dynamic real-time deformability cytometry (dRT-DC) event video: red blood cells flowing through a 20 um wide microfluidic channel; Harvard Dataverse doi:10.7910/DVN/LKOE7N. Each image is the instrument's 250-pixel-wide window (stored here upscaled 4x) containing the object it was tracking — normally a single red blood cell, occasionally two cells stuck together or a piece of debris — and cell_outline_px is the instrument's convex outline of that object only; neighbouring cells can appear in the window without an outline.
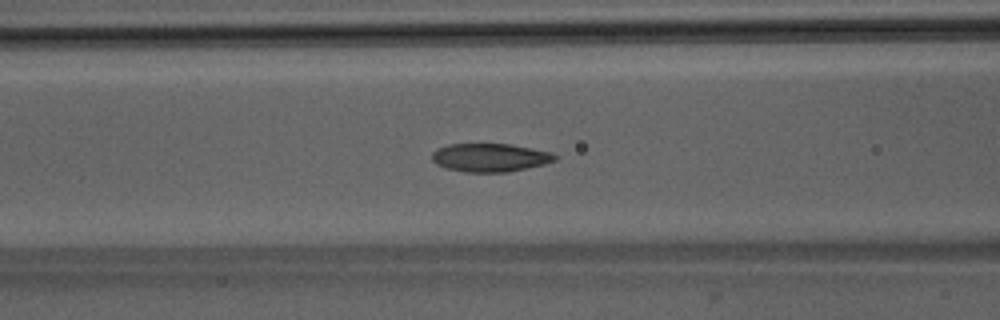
{"species": "Egyptian fruit bat (a non-hibernating species)", "species_latin": "Rousettus aegyptiacus", "temperature_condition": "room temperature", "stored_images_in_passage": 45, "camera_frame_rate_fps": 3000, "um_per_image_px": 0.085, "animal": {"sex": "male"}, "frame": {"image": 1, "passage_image": 15, "time_ms": 4.667, "image_size_px": [1000, 320], "cell_outline_px": [[556, 160], [544, 164], [508, 172], [464, 172], [448, 168], [436, 164], [432, 160], [432, 152], [448, 144], [508, 144], [532, 148], [552, 152], [556, 156]], "centroid_in_image_um": [41.66, 13.39], "position_along_channel_um": 124.9, "area_um2": 20.17}}
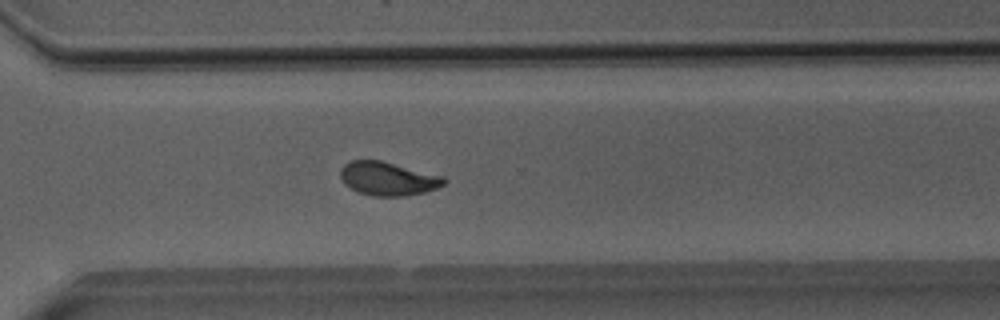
{"frame": {"image": 2, "passage_image": 31, "time_ms": 10.0, "image_size_px": [1000, 320], "cell_outline_px": [[448, 180], [444, 184], [436, 188], [424, 192], [408, 196], [372, 196], [360, 192], [344, 184], [340, 176], [340, 168], [344, 164], [352, 160], [380, 160], [444, 176]], "centroid_in_image_um": [32.98, 15.18], "position_along_channel_um": 337.6, "area_um2": 20.29}}
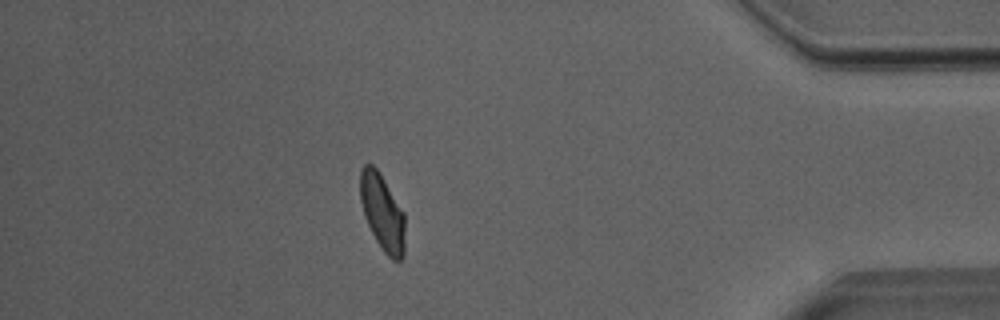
{"frame": {"image": 3, "passage_image": 39, "time_ms": 12.667, "image_size_px": [1000, 320], "cell_outline_px": [[404, 256], [400, 260], [392, 260], [384, 252], [376, 240], [364, 216], [360, 200], [360, 172], [364, 164], [372, 164], [376, 168], [404, 212]], "centroid_in_image_um": [32.49, 18.06], "position_along_channel_um": 402.7, "area_um2": 19.71}, "authors_computed_cell_mechanics": {"area_um2": 20.2878, "velocity_mm_per_s": 4.0005, "shape_relaxation_time_tau1_ms": 4.0589, "shape_relaxation_time_tau2_ms": 0.9581, "deformation_change_tau1": 0.1312, "deformation_change_tau2": 0.0524}}